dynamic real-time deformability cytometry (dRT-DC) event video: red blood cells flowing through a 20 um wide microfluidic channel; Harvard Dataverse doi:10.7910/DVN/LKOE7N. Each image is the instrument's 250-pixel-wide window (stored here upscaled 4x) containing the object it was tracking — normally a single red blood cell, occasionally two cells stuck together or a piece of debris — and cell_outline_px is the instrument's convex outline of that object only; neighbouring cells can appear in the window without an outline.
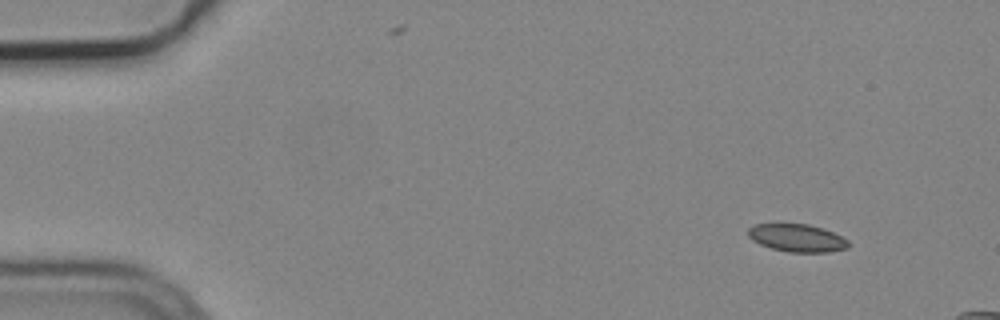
{"species": "common noctule bat (a hibernating species)", "species_latin": "Nyctalus noctula", "temperature_condition": "cold", "stored_images_in_passage": 4, "camera_frame_rate_fps": 3000, "um_per_image_px": 0.085, "animal": {"sex": "male", "body_mass_g": 19.2, "forearm_length_mm": 51.8}, "frame": {"image": 1, "passage_image": 1, "time_ms": 0.0, "image_size_px": [1000, 320], "cell_outline_px": [[848, 248], [828, 252], [788, 252], [772, 248], [760, 244], [752, 240], [748, 236], [748, 228], [756, 224], [808, 224], [832, 232], [848, 240]], "centroid_in_image_um": [67.73, 20.23], "position_along_channel_um": 17.3, "area_um2": 16.01}}